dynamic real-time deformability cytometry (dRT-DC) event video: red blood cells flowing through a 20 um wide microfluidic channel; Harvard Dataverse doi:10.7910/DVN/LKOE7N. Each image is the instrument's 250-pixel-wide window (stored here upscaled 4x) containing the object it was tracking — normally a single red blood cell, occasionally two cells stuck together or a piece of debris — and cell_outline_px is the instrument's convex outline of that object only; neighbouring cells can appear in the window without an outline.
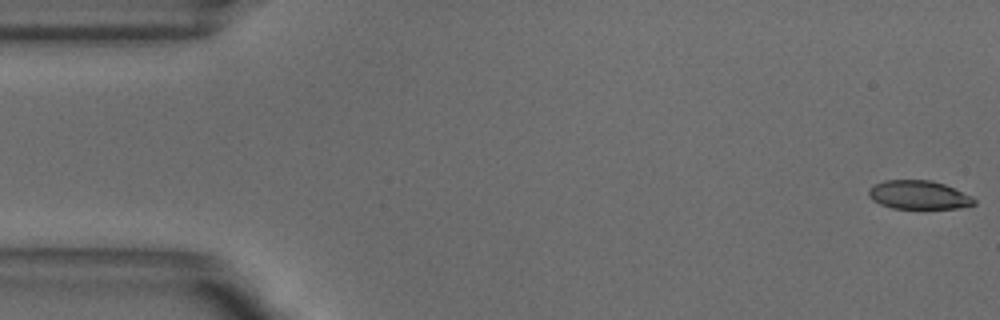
{"species": "common noctule bat (a hibernating species)", "species_latin": "Nyctalus noctula", "temperature_condition": "warm", "stored_images_in_passage": 52, "camera_frame_rate_fps": 3000, "um_per_image_px": 0.085, "animal": {"sex": "male", "body_mass_g": 18.8}, "frame": {"image": 1, "passage_image": 1, "time_ms": 0.0, "image_size_px": [1000, 320], "cell_outline_px": [[976, 204], [956, 208], [892, 208], [880, 204], [872, 200], [868, 196], [868, 188], [872, 184], [884, 180], [932, 180], [944, 184], [972, 196], [976, 200]], "centroid_in_image_um": [78.05, 16.56], "position_along_channel_um": 7.0, "area_um2": 17.69}}
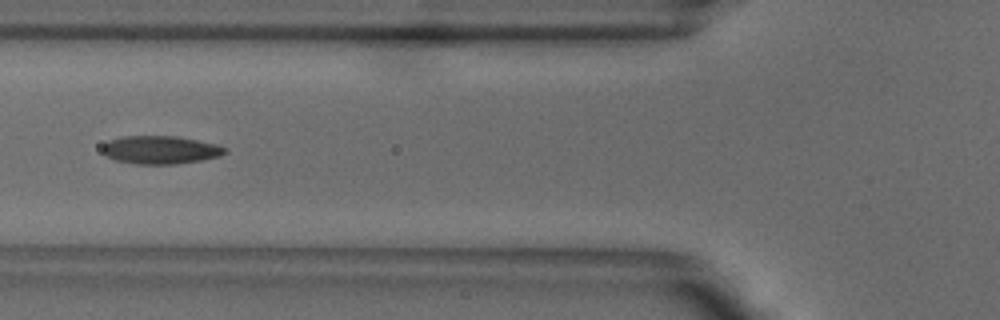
{"frame": {"image": 2, "passage_image": 19, "time_ms": 6.0, "image_size_px": [1000, 320], "cell_outline_px": [[228, 152], [220, 156], [200, 160], [176, 164], [136, 164], [116, 160], [104, 156], [104, 144], [108, 140], [120, 136], [176, 136], [216, 144], [224, 148]], "centroid_in_image_um": [13.61, 12.74], "position_along_channel_um": 112.2, "area_um2": 20.0}}
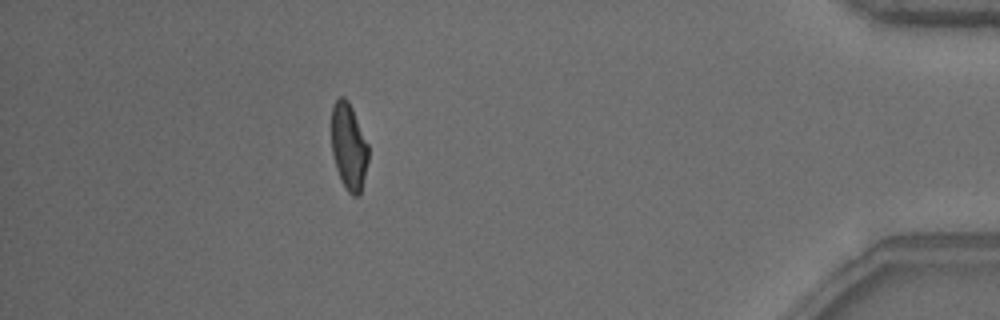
{"frame": {"image": 3, "passage_image": 46, "time_ms": 15.0, "image_size_px": [1000, 320], "cell_outline_px": [[368, 160], [360, 196], [352, 196], [348, 192], [340, 180], [336, 168], [332, 152], [332, 104], [340, 96], [344, 96], [348, 100], [352, 108], [368, 144]], "centroid_in_image_um": [29.64, 12.47], "position_along_channel_um": 405.6, "area_um2": 18.67}, "authors_computed_cell_mechanics": {"area_um2": 19.3919, "velocity_mm_per_s": 3.8623, "shape_relaxation_time_tau1_ms": 5.3016, "shape_relaxation_time_tau2_ms": 1.2836, "deformation_change_tau1": 0.2173, "deformation_change_tau2": 0.0886}}